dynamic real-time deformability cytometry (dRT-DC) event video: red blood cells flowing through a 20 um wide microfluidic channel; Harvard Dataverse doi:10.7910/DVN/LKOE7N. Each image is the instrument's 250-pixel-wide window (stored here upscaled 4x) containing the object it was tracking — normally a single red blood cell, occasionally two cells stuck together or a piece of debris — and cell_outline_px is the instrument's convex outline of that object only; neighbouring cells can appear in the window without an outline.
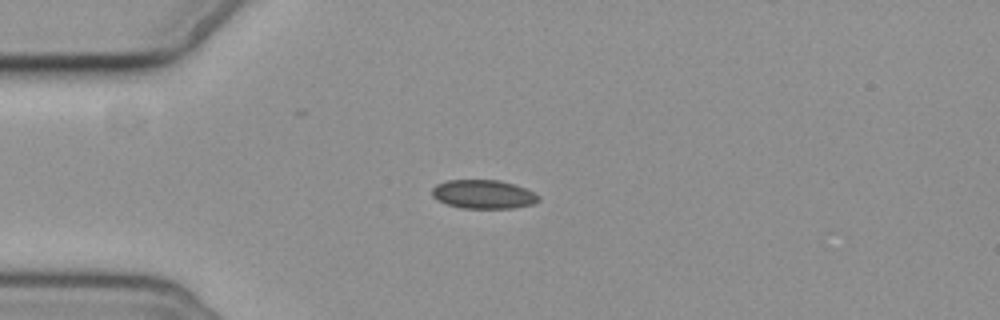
{"species": "common noctule bat (a hibernating species)", "species_latin": "Nyctalus noctula", "temperature_condition": "cold", "stored_images_in_passage": 14, "camera_frame_rate_fps": 3000, "um_per_image_px": 0.085, "animal": {"sex": "female", "body_mass_g": 19.3, "forearm_length_mm": 54.1}, "frame": {"image": 1, "passage_image": 3, "time_ms": 3.667, "image_size_px": [1000, 320], "cell_outline_px": [[540, 200], [532, 204], [512, 208], [460, 208], [448, 204], [432, 196], [432, 188], [436, 184], [448, 180], [500, 180], [524, 188], [540, 196]], "centroid_in_image_um": [41.08, 16.51], "position_along_channel_um": 43.9, "area_um2": 17.69}}
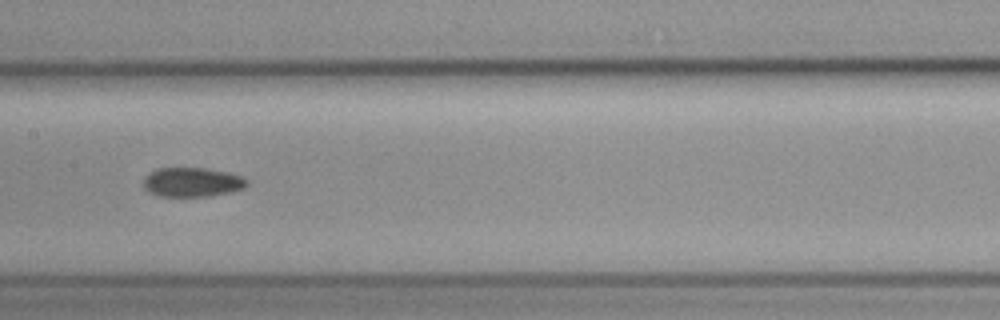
{"frame": {"image": 2, "passage_image": 7, "time_ms": 8.333, "image_size_px": [1000, 320], "cell_outline_px": [[248, 184], [244, 188], [232, 192], [208, 196], [156, 196], [148, 192], [144, 188], [144, 176], [148, 172], [156, 168], [204, 168], [228, 172], [240, 176], [248, 180]], "centroid_in_image_um": [16.3, 15.48], "position_along_channel_um": 191.1, "area_um2": 17.86}}
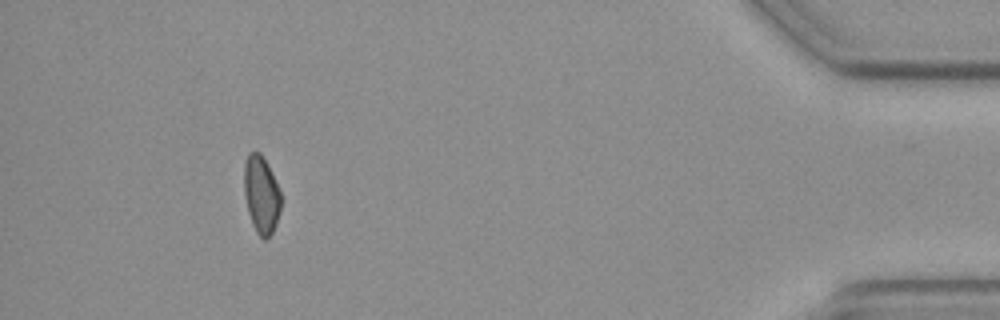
{"frame": {"image": 3, "passage_image": 13, "time_ms": 16.333, "image_size_px": [1000, 320], "cell_outline_px": [[280, 212], [276, 224], [272, 232], [264, 240], [256, 232], [252, 224], [248, 212], [244, 196], [244, 164], [248, 152], [260, 152], [268, 164], [280, 192]], "centroid_in_image_um": [22.19, 16.53], "position_along_channel_um": 413.0, "area_um2": 16.65}}